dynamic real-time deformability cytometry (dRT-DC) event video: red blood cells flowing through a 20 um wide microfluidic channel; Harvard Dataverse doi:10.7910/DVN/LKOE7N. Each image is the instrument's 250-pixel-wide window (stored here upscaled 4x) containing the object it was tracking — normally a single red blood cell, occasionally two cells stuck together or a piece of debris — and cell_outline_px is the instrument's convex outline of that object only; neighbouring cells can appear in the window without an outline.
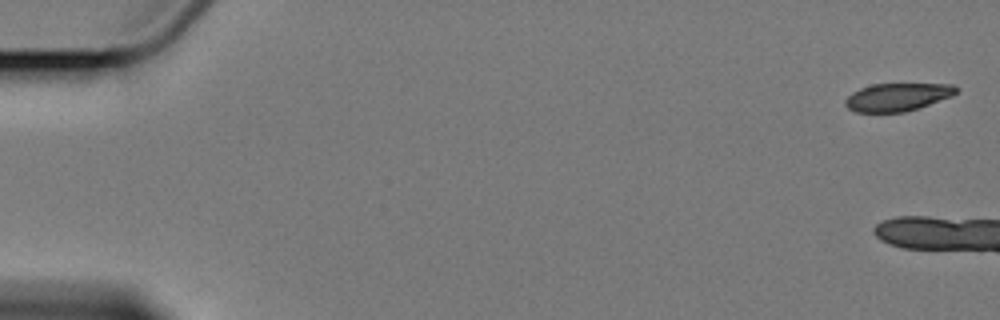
{"species": "Egyptian fruit bat (a non-hibernating species)", "species_latin": "Rousettus aegyptiacus", "temperature_condition": "cold", "stored_images_in_passage": 3, "camera_frame_rate_fps": 3000, "um_per_image_px": 0.085, "animal": {"sex": "female"}, "frame": {"image": 1, "passage_image": 1, "time_ms": 0.0, "image_size_px": [1000, 320], "cell_outline_px": [[960, 88], [952, 96], [904, 112], [856, 112], [848, 108], [844, 104], [844, 100], [852, 92], [860, 88], [872, 84], [952, 84]], "centroid_in_image_um": [76.26, 8.24], "position_along_channel_um": 8.7, "area_um2": 17.92}}